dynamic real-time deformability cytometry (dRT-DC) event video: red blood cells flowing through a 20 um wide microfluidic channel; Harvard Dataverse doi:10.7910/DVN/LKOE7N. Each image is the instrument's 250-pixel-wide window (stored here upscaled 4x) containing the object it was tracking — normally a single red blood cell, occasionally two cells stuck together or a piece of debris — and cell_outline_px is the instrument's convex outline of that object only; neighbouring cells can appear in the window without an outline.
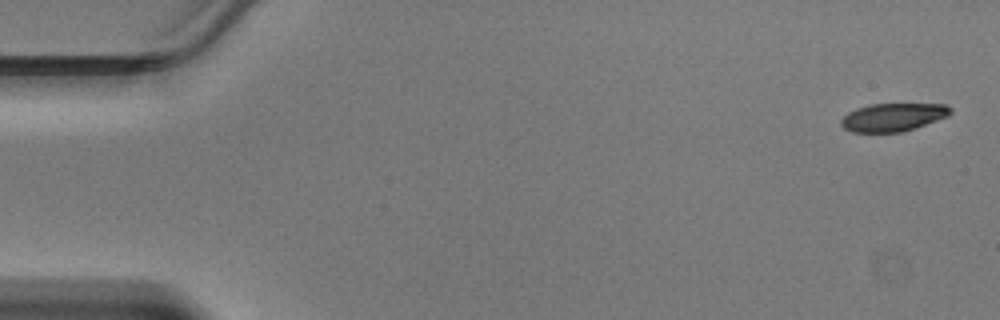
{"species": "Egyptian fruit bat (a non-hibernating species)", "species_latin": "Rousettus aegyptiacus", "temperature_condition": "warm", "stored_images_in_passage": 46, "camera_frame_rate_fps": 3000, "um_per_image_px": 0.085, "animal": {"sex": "male"}, "frame": {"image": 1, "passage_image": 1, "time_ms": 0.0, "image_size_px": [1000, 320], "cell_outline_px": [[952, 112], [948, 116], [916, 128], [900, 132], [852, 132], [844, 128], [840, 124], [840, 120], [848, 112], [856, 108], [872, 104], [944, 104], [952, 108]], "centroid_in_image_um": [75.91, 9.96], "position_along_channel_um": 9.1, "area_um2": 17.92}}
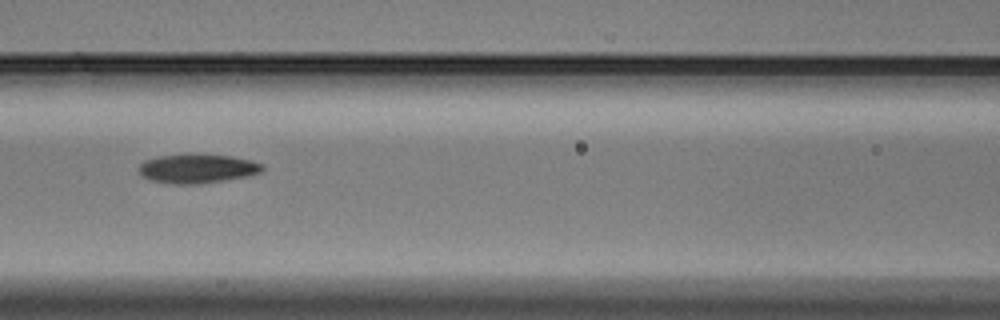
{"frame": {"image": 2, "passage_image": 20, "time_ms": 6.333, "image_size_px": [1000, 320], "cell_outline_px": [[264, 168], [260, 172], [248, 176], [200, 184], [172, 184], [152, 180], [144, 176], [140, 172], [140, 164], [144, 160], [160, 156], [232, 156], [252, 160], [264, 164]], "centroid_in_image_um": [16.83, 14.36], "position_along_channel_um": 149.8, "area_um2": 20.29}}
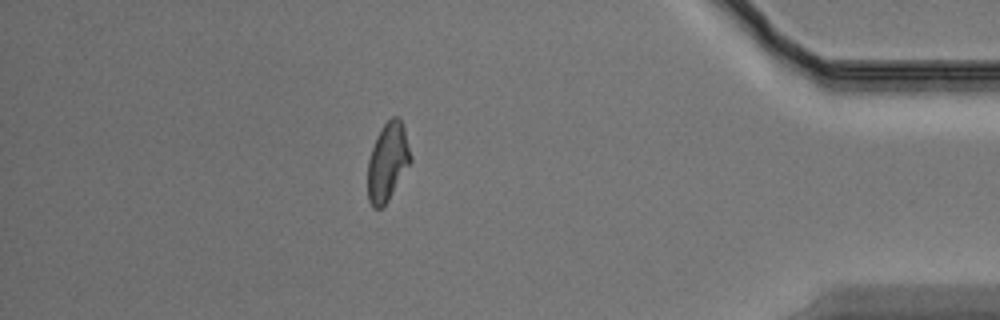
{"frame": {"image": 3, "passage_image": 40, "time_ms": 13.0, "image_size_px": [1000, 320], "cell_outline_px": [[412, 160], [388, 200], [380, 208], [372, 208], [368, 200], [368, 160], [376, 136], [380, 128], [392, 116], [396, 116], [400, 120], [404, 128], [412, 156]], "centroid_in_image_um": [32.94, 13.75], "position_along_channel_um": 402.3, "area_um2": 19.42}}